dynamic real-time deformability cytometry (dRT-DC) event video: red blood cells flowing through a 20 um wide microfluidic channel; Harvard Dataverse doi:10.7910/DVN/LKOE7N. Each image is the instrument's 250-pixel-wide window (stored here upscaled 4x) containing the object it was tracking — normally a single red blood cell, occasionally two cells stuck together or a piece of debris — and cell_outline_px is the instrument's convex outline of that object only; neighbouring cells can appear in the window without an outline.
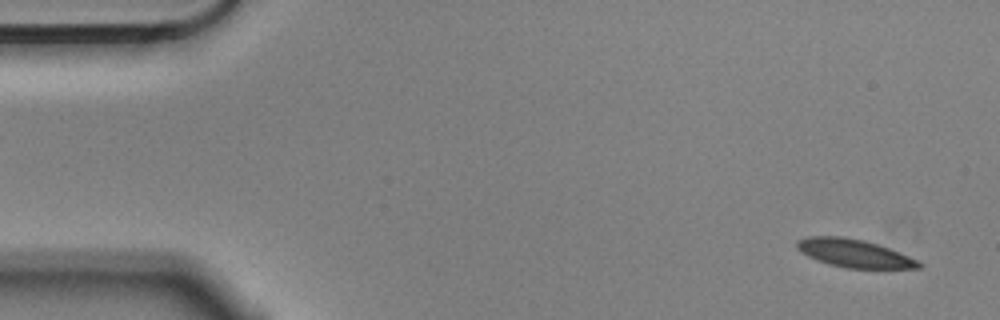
{"species": "Egyptian fruit bat (a non-hibernating species)", "species_latin": "Rousettus aegyptiacus", "temperature_condition": "cold", "stored_images_in_passage": 4, "segment_of_instrument_passage": [2, 2], "camera_frame_rate_fps": 3000, "um_per_image_px": 0.085, "animal": {"sex": "male"}, "frame": {"image": 1, "passage_image": 4, "time_ms": 1.0, "image_size_px": [1000, 320], "cell_outline_px": [[924, 264], [920, 268], [848, 268], [828, 264], [816, 260], [800, 252], [796, 248], [796, 240], [808, 236], [840, 236], [864, 240], [888, 248], [920, 260]], "centroid_in_image_um": [72.59, 21.53], "position_along_channel_um": 12.4, "area_um2": 20.0}}